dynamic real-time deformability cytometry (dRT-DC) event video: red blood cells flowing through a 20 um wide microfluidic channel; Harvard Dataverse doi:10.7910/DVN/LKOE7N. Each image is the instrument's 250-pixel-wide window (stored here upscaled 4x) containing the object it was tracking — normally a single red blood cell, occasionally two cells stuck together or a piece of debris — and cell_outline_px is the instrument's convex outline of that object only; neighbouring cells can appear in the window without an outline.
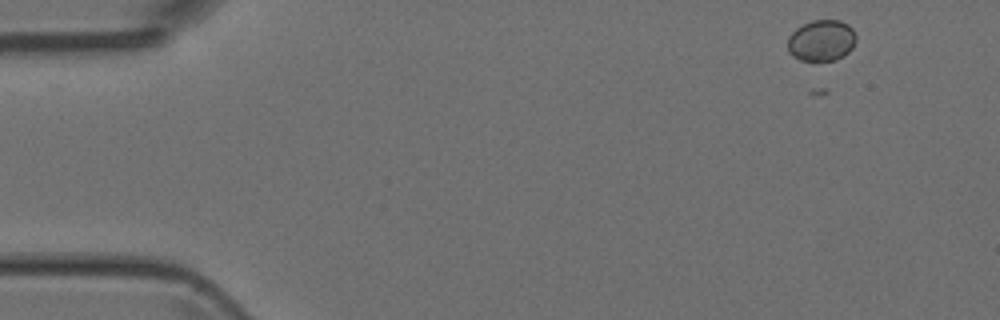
{"species": "Egyptian fruit bat (a non-hibernating species)", "species_latin": "Rousettus aegyptiacus", "temperature_condition": "room temperature", "stored_images_in_passage": 4, "camera_frame_rate_fps": 3000, "um_per_image_px": 0.085, "animal": {"sex": "female"}, "frame": {"image": 1, "passage_image": 1, "time_ms": 0.0, "image_size_px": [1000, 320], "cell_outline_px": [[856, 40], [852, 48], [844, 56], [836, 60], [812, 64], [800, 60], [792, 56], [788, 52], [788, 36], [796, 28], [812, 20], [840, 20], [848, 24], [852, 28], [856, 36]], "centroid_in_image_um": [69.81, 3.49], "position_along_channel_um": 15.2, "area_um2": 17.05}}
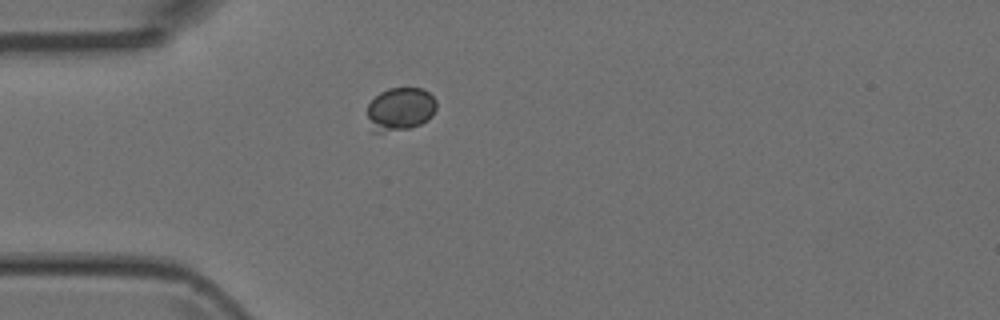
{"frame": {"image": 2, "passage_image": 4, "time_ms": 3.333, "image_size_px": [1000, 320], "cell_outline_px": [[436, 108], [432, 116], [428, 120], [420, 124], [408, 128], [380, 132], [372, 132], [368, 116], [368, 104], [380, 92], [388, 88], [424, 88], [436, 100]], "centroid_in_image_um": [34.03, 9.26], "position_along_channel_um": 51.0, "area_um2": 17.4}}